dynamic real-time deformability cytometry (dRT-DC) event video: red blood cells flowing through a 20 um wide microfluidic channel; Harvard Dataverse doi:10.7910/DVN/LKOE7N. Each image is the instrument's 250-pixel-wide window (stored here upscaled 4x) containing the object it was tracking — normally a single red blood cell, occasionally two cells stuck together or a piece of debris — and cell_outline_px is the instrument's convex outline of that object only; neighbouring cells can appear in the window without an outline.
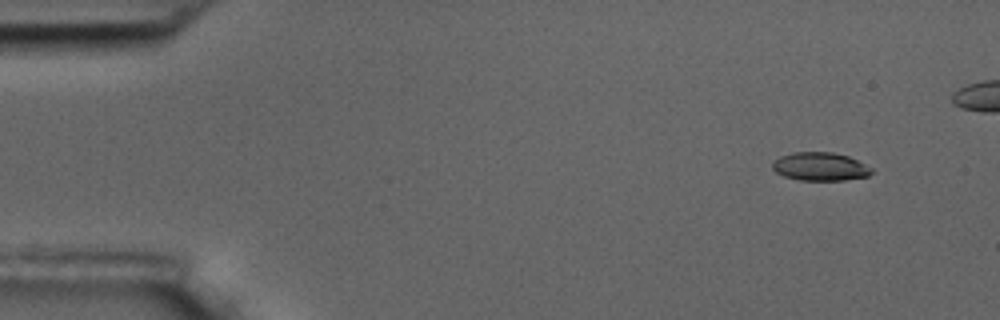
{"species": "common noctule bat (a hibernating species)", "species_latin": "Nyctalus noctula", "temperature_condition": "room temperature", "stored_images_in_passage": 11, "camera_frame_rate_fps": 3000, "um_per_image_px": 0.085, "animal": {"sex": "male", "body_mass_g": 17.5, "forearm_length_mm": 52.3}, "frame": {"image": 1, "passage_image": 1, "time_ms": 0.0, "image_size_px": [1000, 320], "cell_outline_px": [[872, 172], [868, 176], [844, 180], [800, 180], [784, 176], [776, 172], [772, 168], [772, 160], [780, 156], [792, 152], [832, 152], [848, 156], [872, 168]], "centroid_in_image_um": [69.68, 14.15], "position_along_channel_um": 15.3, "area_um2": 16.36}}
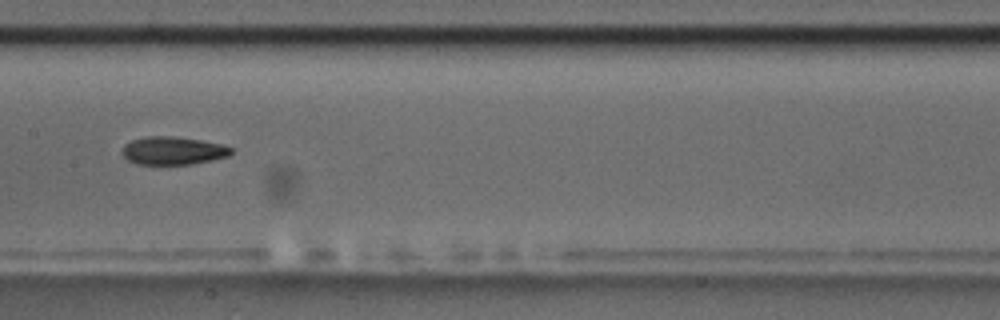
{"frame": {"image": 2, "passage_image": 8, "time_ms": 8.0, "image_size_px": [1000, 320], "cell_outline_px": [[232, 152], [228, 156], [212, 160], [192, 164], [136, 164], [128, 160], [120, 152], [124, 144], [132, 140], [148, 136], [172, 136], [200, 140], [220, 144], [232, 148]], "centroid_in_image_um": [14.67, 12.81], "position_along_channel_um": 192.7, "area_um2": 17.74}}
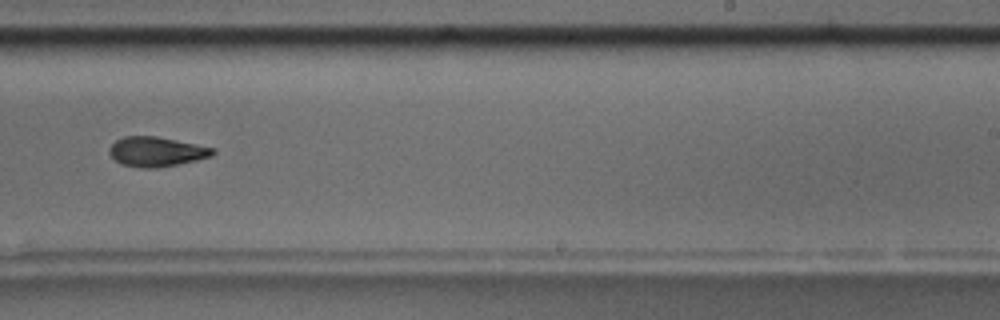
{"frame": {"image": 3, "passage_image": 10, "time_ms": 10.333, "image_size_px": [1000, 320], "cell_outline_px": [[216, 152], [212, 156], [196, 160], [156, 168], [148, 168], [120, 164], [108, 152], [108, 148], [116, 140], [124, 136], [156, 136], [216, 148]], "centroid_in_image_um": [13.3, 12.88], "position_along_channel_um": 275.7, "area_um2": 17.8}}